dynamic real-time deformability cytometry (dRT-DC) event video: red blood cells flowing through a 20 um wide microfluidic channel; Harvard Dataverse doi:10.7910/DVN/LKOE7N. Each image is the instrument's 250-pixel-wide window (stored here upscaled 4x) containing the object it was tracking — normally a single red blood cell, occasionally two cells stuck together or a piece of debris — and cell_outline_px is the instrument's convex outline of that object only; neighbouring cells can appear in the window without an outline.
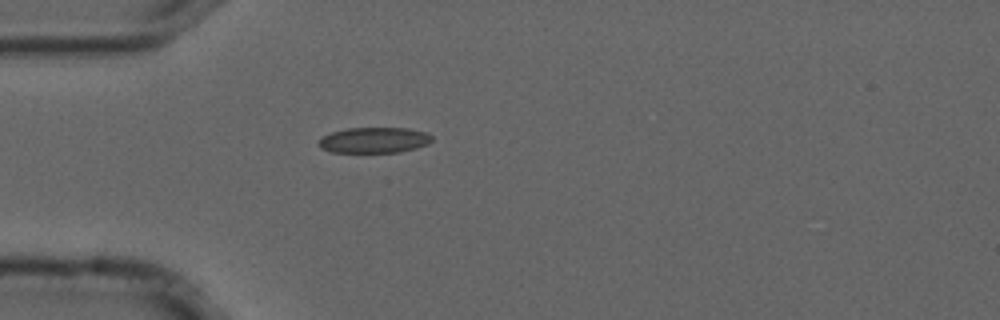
{"species": "common noctule bat (a hibernating species)", "species_latin": "Nyctalus noctula", "temperature_condition": "cold", "stored_images_in_passage": 40, "camera_frame_rate_fps": 3000, "um_per_image_px": 0.085, "animal": {"sex": "male", "forearm_length_mm": 52.5}, "frame": {"image": 1, "passage_image": 1, "time_ms": 0.0, "image_size_px": [1000, 320], "cell_outline_px": [[432, 140], [428, 144], [416, 148], [400, 152], [332, 152], [320, 148], [320, 140], [324, 136], [332, 132], [348, 128], [408, 128], [428, 132], [432, 136]], "centroid_in_image_um": [31.86, 11.91], "position_along_channel_um": 53.1, "area_um2": 16.88}}
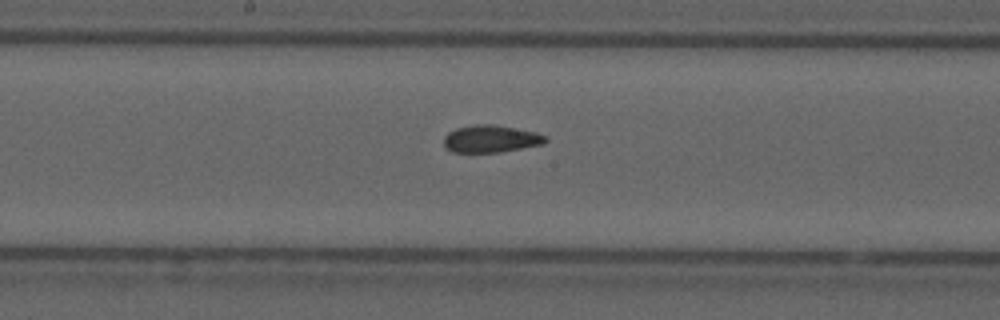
{"frame": {"image": 2, "passage_image": 14, "time_ms": 4.333, "image_size_px": [1000, 320], "cell_outline_px": [[548, 140], [544, 144], [500, 152], [452, 152], [444, 148], [444, 136], [448, 132], [456, 128], [476, 124], [492, 124], [536, 132], [548, 136]], "centroid_in_image_um": [41.72, 11.8], "position_along_channel_um": 206.5, "area_um2": 16.3}}
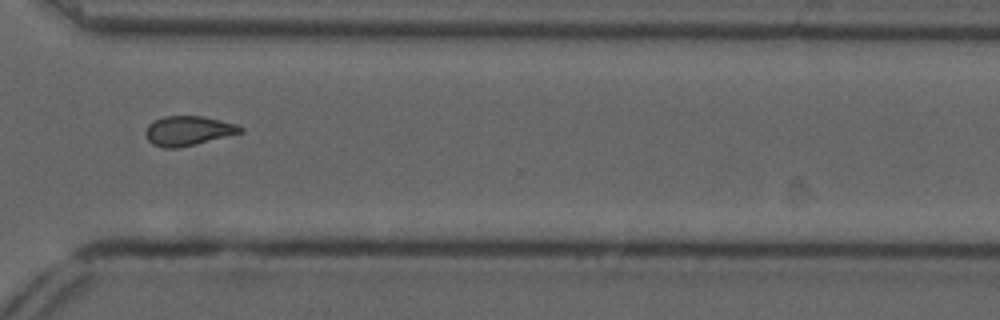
{"frame": {"image": 3, "passage_image": 26, "time_ms": 8.333, "image_size_px": [1000, 320], "cell_outline_px": [[244, 132], [176, 148], [164, 148], [152, 144], [148, 140], [144, 132], [148, 124], [164, 116], [204, 116], [236, 124], [244, 128]], "centroid_in_image_um": [15.98, 11.11], "position_along_channel_um": 354.6, "area_um2": 16.18}, "authors_computed_cell_mechanics": {"area_um2": 16.2996, "velocity_mm_per_s": 3.7041, "shape_relaxation_time_tau1_ms": null, "shape_relaxation_time_tau2_ms": 2.4491, "deformation_change_tau1": null, "deformation_change_tau2": 0.0867}}